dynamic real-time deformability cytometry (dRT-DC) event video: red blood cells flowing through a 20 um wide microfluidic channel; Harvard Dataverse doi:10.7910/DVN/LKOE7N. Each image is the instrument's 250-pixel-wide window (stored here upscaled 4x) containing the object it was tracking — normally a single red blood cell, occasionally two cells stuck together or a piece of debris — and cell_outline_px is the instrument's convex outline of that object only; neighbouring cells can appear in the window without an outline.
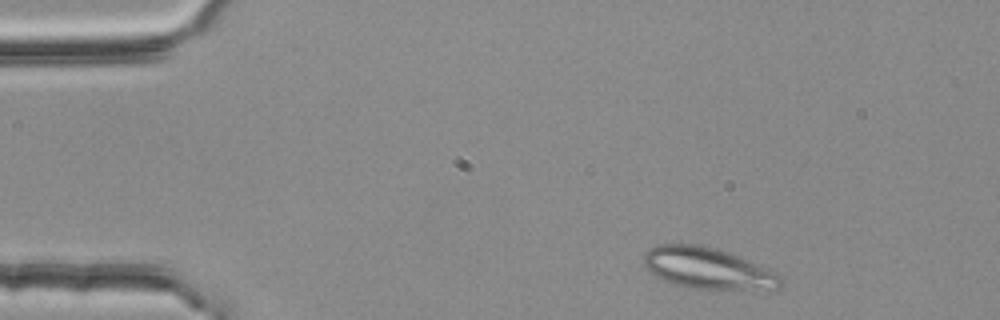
{"species": "common noctule bat (a hibernating species)", "species_latin": "Nyctalus noctula", "temperature_condition": "room temperature", "stored_images_in_passage": 3, "camera_frame_rate_fps": 3000, "um_per_image_px": 0.085, "animal": {"sex": "female", "body_mass_g": 25.1}, "frame": {"image": 1, "passage_image": 1, "time_ms": 0.0, "image_size_px": [1000, 320], "cell_outline_px": [[784, 280], [780, 288], [692, 288], [672, 284], [656, 276], [644, 264], [644, 252], [660, 244], [700, 244], [716, 248], [728, 252], [776, 272], [784, 276]], "centroid_in_image_um": [60.16, 22.78], "position_along_channel_um": 24.8, "area_um2": 32.43}}